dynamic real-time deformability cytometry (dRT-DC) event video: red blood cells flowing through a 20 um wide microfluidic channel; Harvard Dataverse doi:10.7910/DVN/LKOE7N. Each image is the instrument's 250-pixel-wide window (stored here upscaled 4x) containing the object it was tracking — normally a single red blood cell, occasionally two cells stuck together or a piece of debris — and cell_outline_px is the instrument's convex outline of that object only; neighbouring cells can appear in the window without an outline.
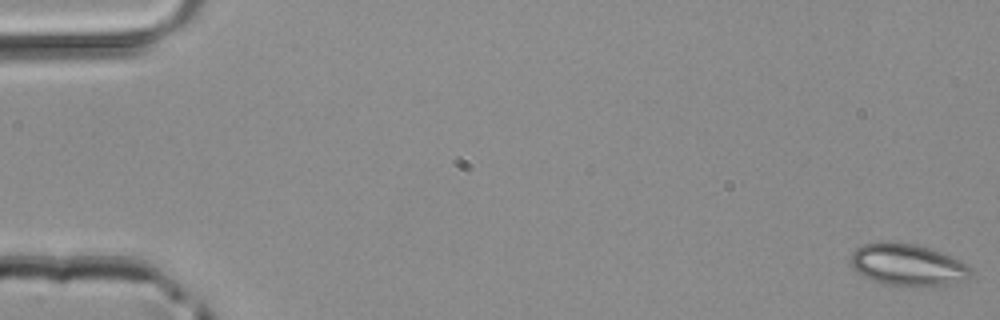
{"species": "common noctule bat (a hibernating species)", "species_latin": "Nyctalus noctula", "temperature_condition": "room temperature", "stored_images_in_passage": 48, "camera_frame_rate_fps": 3000, "um_per_image_px": 0.085, "animal": {"sex": "male", "body_mass_g": 20.4}, "frame": {"image": 1, "passage_image": 1, "time_ms": 0.0, "image_size_px": [1000, 320], "cell_outline_px": [[972, 276], [968, 280], [948, 284], [884, 284], [872, 280], [856, 272], [852, 268], [848, 260], [852, 252], [856, 248], [864, 244], [884, 240], [912, 244], [928, 248], [952, 256], [968, 264], [972, 268]], "centroid_in_image_um": [77.13, 22.47], "position_along_channel_um": 7.9, "area_um2": 29.25}}
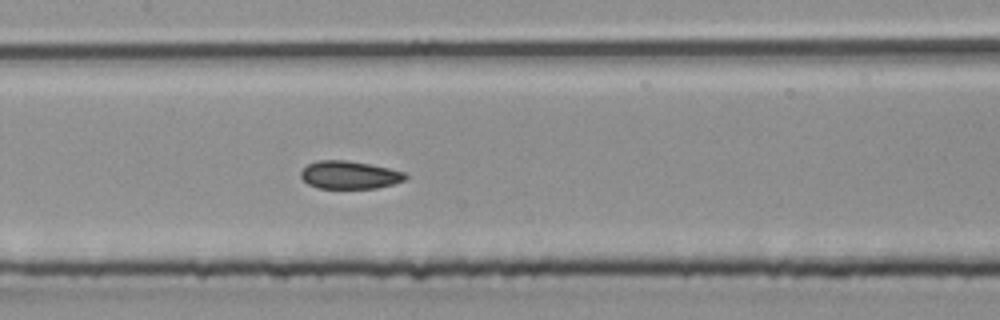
{"frame": {"image": 2, "passage_image": 24, "time_ms": 7.667, "image_size_px": [1000, 320], "cell_outline_px": [[408, 176], [404, 180], [392, 184], [376, 188], [316, 188], [308, 184], [300, 176], [300, 172], [308, 164], [316, 160], [344, 160], [368, 164], [388, 168], [404, 172]], "centroid_in_image_um": [29.67, 14.87], "position_along_channel_um": 177.7, "area_um2": 16.88}}
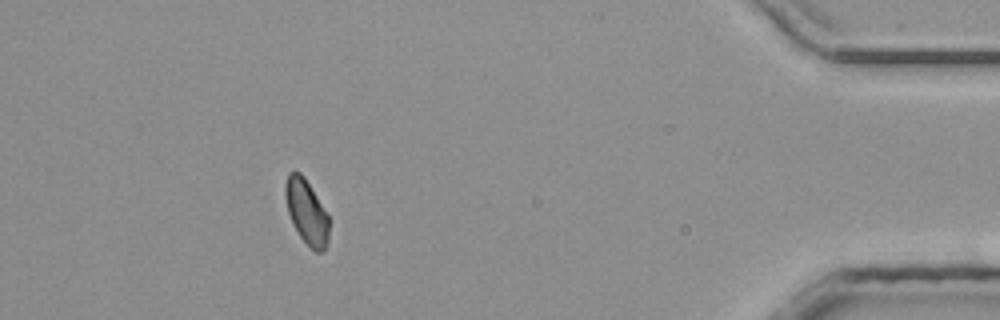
{"frame": {"image": 3, "passage_image": 44, "time_ms": 14.333, "image_size_px": [1000, 320], "cell_outline_px": [[328, 240], [324, 252], [316, 252], [300, 236], [292, 224], [288, 212], [284, 196], [284, 184], [288, 172], [300, 172], [304, 176], [328, 216]], "centroid_in_image_um": [26.02, 17.99], "position_along_channel_um": 409.2, "area_um2": 16.3}}